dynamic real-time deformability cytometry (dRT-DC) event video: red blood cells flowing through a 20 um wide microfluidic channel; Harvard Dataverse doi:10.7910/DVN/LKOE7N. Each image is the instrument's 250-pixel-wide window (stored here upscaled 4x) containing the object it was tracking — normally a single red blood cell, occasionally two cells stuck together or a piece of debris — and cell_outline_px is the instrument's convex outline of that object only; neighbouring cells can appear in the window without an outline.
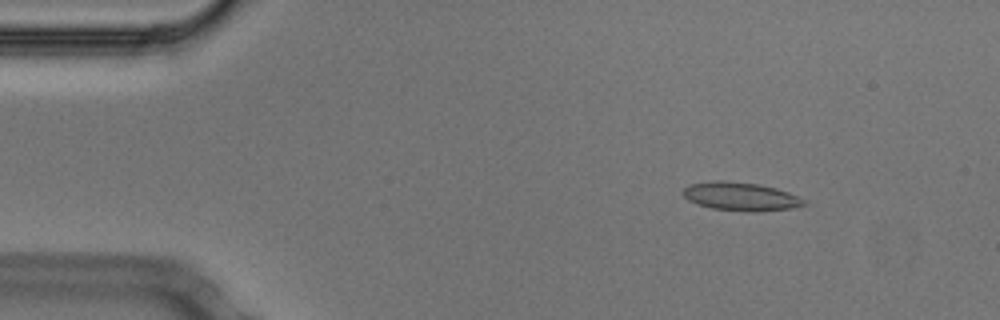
{"species": "Egyptian fruit bat (a non-hibernating species)", "species_latin": "Rousettus aegyptiacus", "temperature_condition": "cold", "stored_images_in_passage": 53, "camera_frame_rate_fps": 3000, "um_per_image_px": 0.085, "animal": {"sex": "male"}, "frame": {"image": 1, "passage_image": 7, "time_ms": 2.0, "image_size_px": [1000, 320], "cell_outline_px": [[808, 204], [792, 208], [756, 212], [744, 212], [712, 208], [696, 204], [688, 200], [680, 192], [688, 184], [716, 180], [724, 180], [760, 184], [776, 188], [788, 192], [804, 200]], "centroid_in_image_um": [62.92, 16.7], "position_along_channel_um": 22.1, "area_um2": 20.29}}
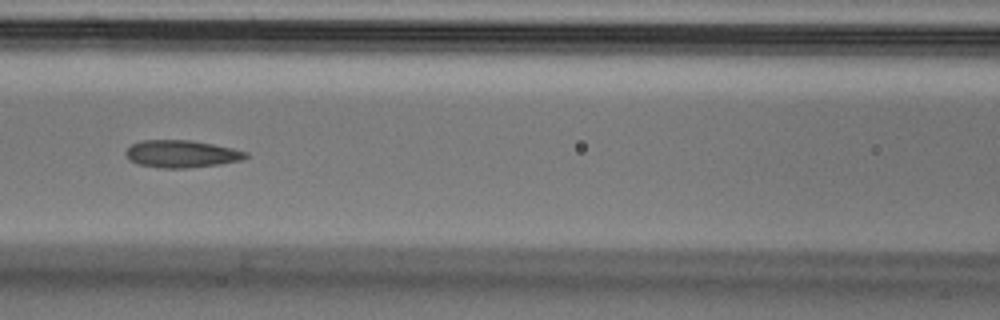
{"frame": {"image": 2, "passage_image": 23, "time_ms": 7.333, "image_size_px": [1000, 320], "cell_outline_px": [[248, 156], [244, 160], [220, 164], [188, 168], [160, 168], [136, 164], [128, 160], [124, 152], [132, 144], [140, 140], [192, 140], [232, 148], [248, 152]], "centroid_in_image_um": [15.41, 13.08], "position_along_channel_um": 151.2, "area_um2": 19.36}}
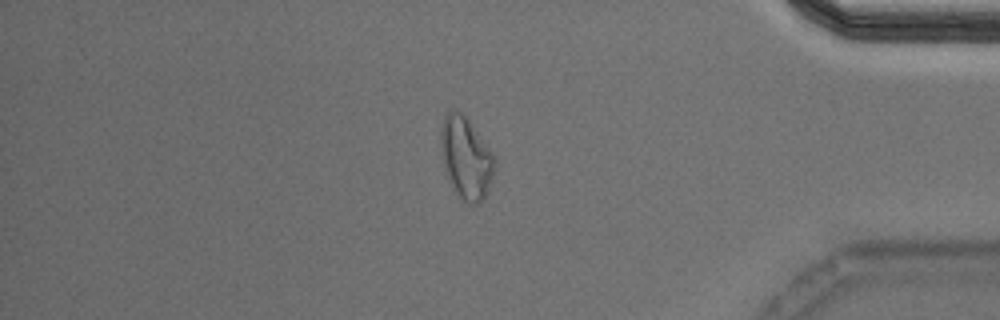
{"frame": {"image": 3, "passage_image": 45, "time_ms": 14.667, "image_size_px": [1000, 320], "cell_outline_px": [[496, 160], [492, 176], [484, 200], [476, 204], [464, 204], [452, 184], [444, 164], [440, 152], [440, 128], [444, 116], [452, 108], [460, 112], [468, 120]], "centroid_in_image_um": [39.58, 13.43], "position_along_channel_um": 395.6, "area_um2": 25.14}, "authors_computed_cell_mechanics": {"area_um2": 19.4208, "velocity_mm_per_s": 3.7539, "shape_relaxation_time_tau1_ms": null, "shape_relaxation_time_tau2_ms": 2.5306, "deformation_change_tau1": null, "deformation_change_tau2": 0.0877}}